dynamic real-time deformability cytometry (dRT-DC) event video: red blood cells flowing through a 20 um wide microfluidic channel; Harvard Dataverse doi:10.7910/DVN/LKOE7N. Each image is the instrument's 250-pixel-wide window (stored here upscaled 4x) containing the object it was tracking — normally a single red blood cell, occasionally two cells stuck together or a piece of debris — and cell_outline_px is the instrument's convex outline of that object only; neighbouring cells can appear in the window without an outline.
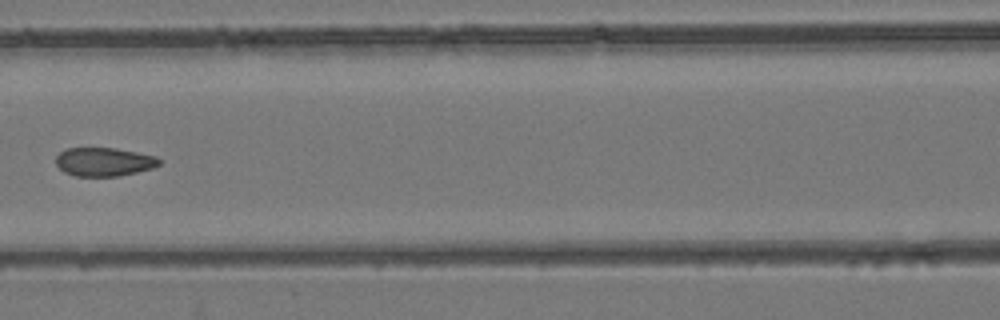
{"species": "common noctule bat (a hibernating species)", "species_latin": "Nyctalus noctula", "temperature_condition": "room temperature", "stored_images_in_passage": 8, "camera_frame_rate_fps": 3000, "um_per_image_px": 0.085, "animal": {"sex": "female", "body_mass_g": 24.6, "forearm_length_mm": 56.2}, "frame": {"image": 1, "passage_image": 7, "time_ms": 7.0, "image_size_px": [1000, 320], "cell_outline_px": [[160, 164], [152, 168], [120, 176], [76, 176], [64, 172], [56, 164], [56, 156], [64, 148], [116, 148], [156, 156], [160, 160]], "centroid_in_image_um": [8.82, 13.75], "position_along_channel_um": 157.8, "area_um2": 17.22}}
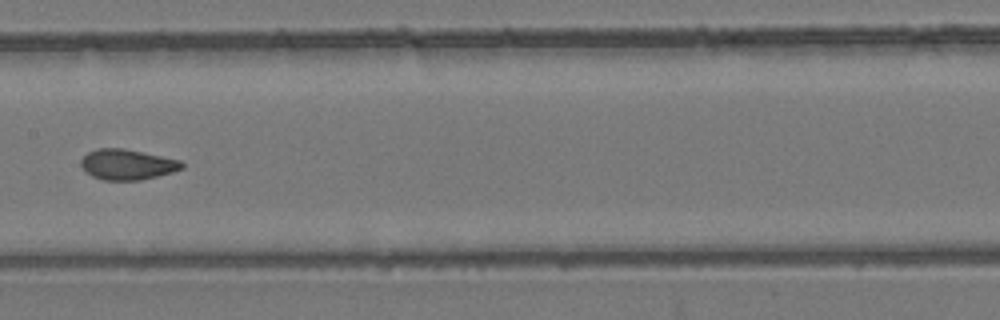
{"frame": {"image": 2, "passage_image": 8, "time_ms": 8.0, "image_size_px": [1000, 320], "cell_outline_px": [[184, 168], [172, 172], [140, 180], [104, 180], [92, 176], [84, 172], [80, 164], [80, 160], [88, 152], [96, 148], [124, 148], [180, 160], [184, 164]], "centroid_in_image_um": [10.78, 13.98], "position_along_channel_um": 196.6, "area_um2": 17.98}}